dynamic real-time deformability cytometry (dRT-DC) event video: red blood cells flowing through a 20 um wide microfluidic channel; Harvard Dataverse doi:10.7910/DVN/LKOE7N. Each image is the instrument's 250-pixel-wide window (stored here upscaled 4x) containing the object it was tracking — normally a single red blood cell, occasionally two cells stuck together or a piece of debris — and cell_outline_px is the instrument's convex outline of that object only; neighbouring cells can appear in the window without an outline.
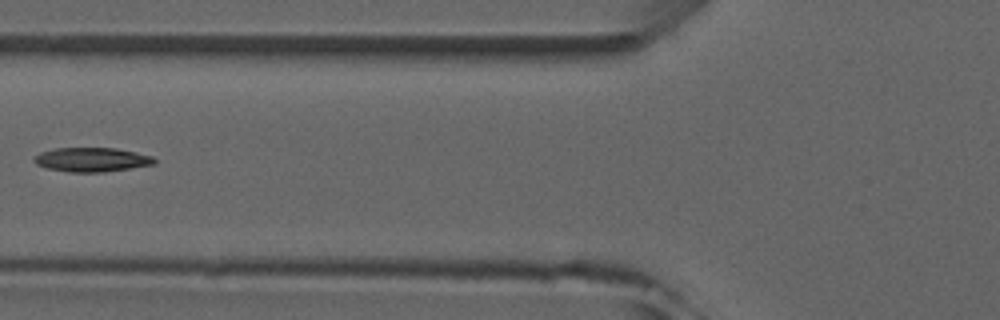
{"species": "common noctule bat (a hibernating species)", "species_latin": "Nyctalus noctula", "temperature_condition": "room temperature", "stored_images_in_passage": 7, "camera_frame_rate_fps": 3000, "um_per_image_px": 0.085, "animal": {"sex": "male", "forearm_length_mm": 52.5}, "frame": {"image": 1, "passage_image": 5, "time_ms": 5.667, "image_size_px": [1000, 320], "cell_outline_px": [[156, 164], [104, 172], [68, 172], [44, 168], [36, 164], [32, 160], [40, 152], [56, 148], [116, 148], [152, 156], [156, 160]], "centroid_in_image_um": [7.77, 13.57], "position_along_channel_um": 118.0, "area_um2": 16.99}}
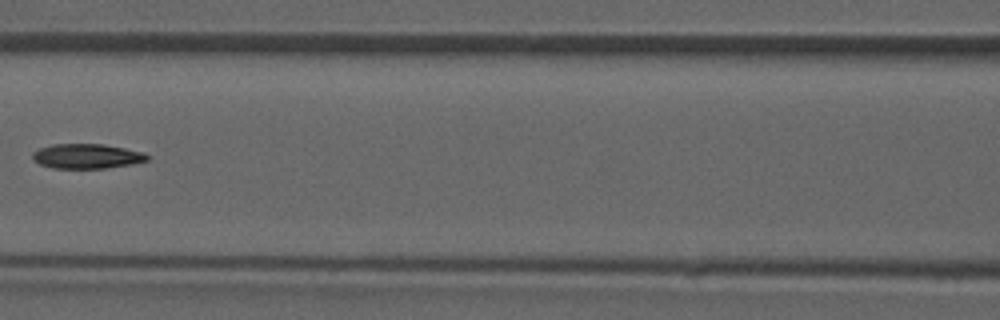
{"frame": {"image": 2, "passage_image": 6, "time_ms": 6.667, "image_size_px": [1000, 320], "cell_outline_px": [[148, 160], [132, 164], [104, 168], [52, 168], [40, 164], [32, 160], [32, 152], [40, 148], [52, 144], [104, 144], [144, 152], [148, 156]], "centroid_in_image_um": [7.35, 13.27], "position_along_channel_um": 159.2, "area_um2": 16.53}}